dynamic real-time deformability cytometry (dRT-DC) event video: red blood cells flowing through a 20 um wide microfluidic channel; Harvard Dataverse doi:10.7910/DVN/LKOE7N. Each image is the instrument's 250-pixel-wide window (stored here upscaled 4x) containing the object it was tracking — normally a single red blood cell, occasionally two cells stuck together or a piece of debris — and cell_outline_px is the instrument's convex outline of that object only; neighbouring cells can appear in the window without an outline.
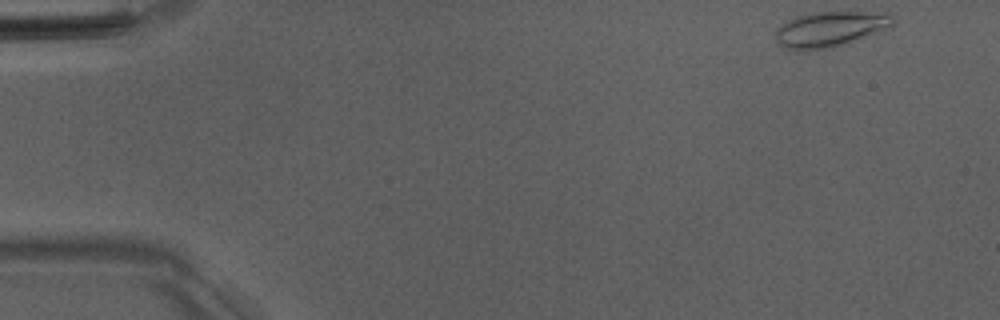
{"species": "Egyptian fruit bat (a non-hibernating species)", "species_latin": "Rousettus aegyptiacus", "temperature_condition": "room temperature", "stored_images_in_passage": 43, "camera_frame_rate_fps": 3000, "um_per_image_px": 0.085, "animal": {"sex": "male"}, "frame": {"image": 1, "passage_image": 1, "time_ms": 0.0, "image_size_px": [1000, 320], "cell_outline_px": [[896, 24], [892, 28], [848, 44], [832, 48], [796, 52], [784, 48], [776, 44], [776, 28], [788, 20], [796, 16], [812, 12], [892, 12], [896, 16]], "centroid_in_image_um": [70.64, 2.49], "position_along_channel_um": 14.4, "area_um2": 25.43}}
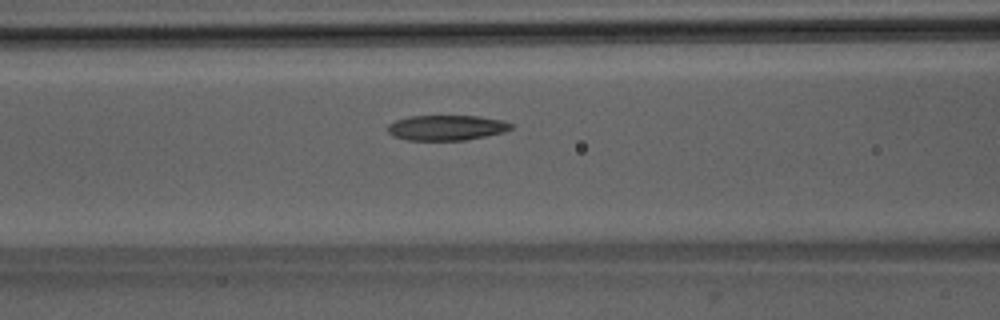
{"frame": {"image": 2, "passage_image": 19, "time_ms": 6.0, "image_size_px": [1000, 320], "cell_outline_px": [[512, 128], [504, 132], [464, 140], [408, 140], [392, 136], [388, 132], [388, 124], [396, 120], [408, 116], [480, 116], [504, 120], [512, 124]], "centroid_in_image_um": [37.94, 10.85], "position_along_channel_um": 128.7, "area_um2": 18.15}}
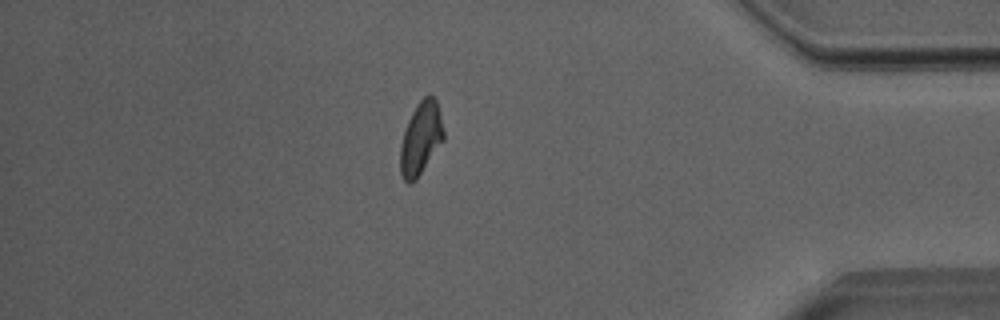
{"frame": {"image": 3, "passage_image": 42, "time_ms": 13.667, "image_size_px": [1000, 320], "cell_outline_px": [[444, 140], [416, 180], [408, 184], [404, 180], [400, 172], [400, 144], [408, 120], [416, 104], [428, 92], [436, 100], [440, 112], [444, 132]], "centroid_in_image_um": [35.77, 11.75], "position_along_channel_um": 399.4, "area_um2": 18.5}}